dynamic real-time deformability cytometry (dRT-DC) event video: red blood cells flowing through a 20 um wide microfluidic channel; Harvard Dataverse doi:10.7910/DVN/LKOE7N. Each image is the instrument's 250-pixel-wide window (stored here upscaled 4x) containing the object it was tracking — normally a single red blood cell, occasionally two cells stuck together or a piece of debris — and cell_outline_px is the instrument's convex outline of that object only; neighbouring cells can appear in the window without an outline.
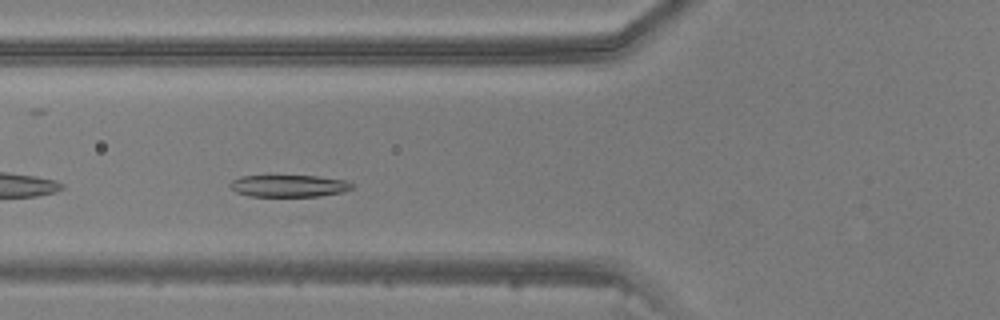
{"species": "common noctule bat (a hibernating species)", "species_latin": "Nyctalus noctula", "temperature_condition": "warm", "stored_images_in_passage": 24, "camera_frame_rate_fps": 3000, "um_per_image_px": 0.085, "animal": {"sex": "male", "body_mass_g": 20.5, "forearm_length_mm": 52.5}, "frame": {"image": 1, "passage_image": 4, "time_ms": 1.0, "image_size_px": [1000, 320], "cell_outline_px": [[356, 184], [352, 188], [340, 192], [320, 196], [248, 196], [236, 192], [228, 184], [232, 180], [240, 176], [316, 176], [348, 180]], "centroid_in_image_um": [24.57, 15.79], "position_along_channel_um": 101.2, "area_um2": 15.66}}